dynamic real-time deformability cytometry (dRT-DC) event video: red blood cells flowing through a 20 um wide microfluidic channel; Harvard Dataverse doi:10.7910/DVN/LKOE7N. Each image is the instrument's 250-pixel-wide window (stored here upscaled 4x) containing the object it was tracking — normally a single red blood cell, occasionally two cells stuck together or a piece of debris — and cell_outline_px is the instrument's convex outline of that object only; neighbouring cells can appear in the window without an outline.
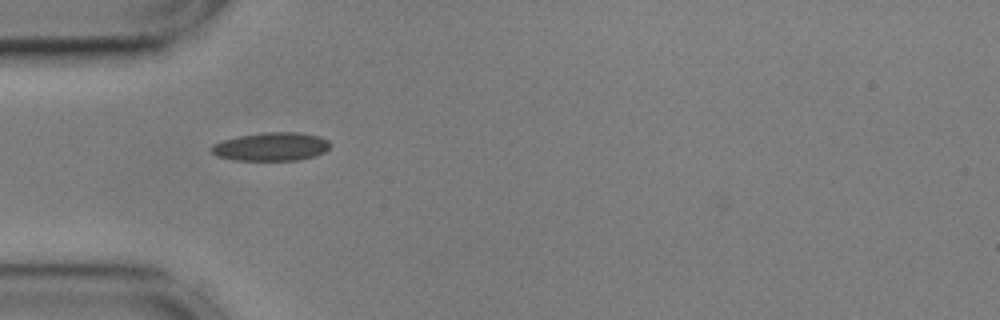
{"species": "common noctule bat (a hibernating species)", "species_latin": "Nyctalus noctula", "temperature_condition": "cold", "stored_images_in_passage": 48, "camera_frame_rate_fps": 3000, "um_per_image_px": 0.085, "animal": {"sex": "male", "body_mass_g": 17.9, "forearm_length_mm": 54.2}, "frame": {"image": 1, "passage_image": 9, "time_ms": 2.667, "image_size_px": [1000, 320], "cell_outline_px": [[332, 144], [324, 152], [316, 156], [296, 160], [232, 160], [216, 156], [208, 148], [212, 144], [220, 140], [236, 136], [264, 132], [300, 132], [320, 136], [328, 140]], "centroid_in_image_um": [23.02, 12.45], "position_along_channel_um": 62.0, "area_um2": 20.06}}
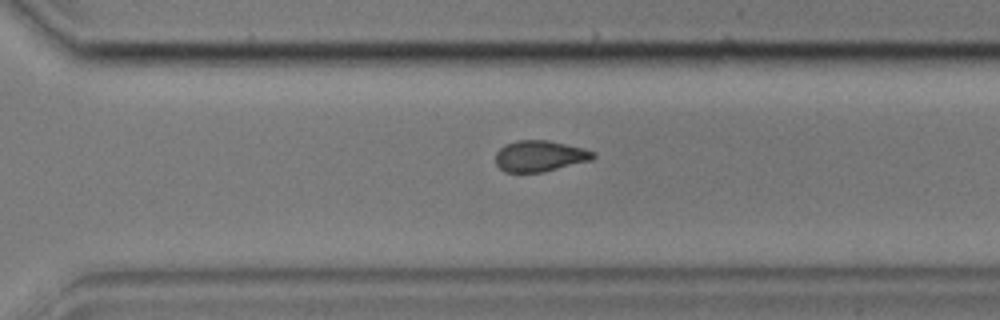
{"frame": {"image": 2, "passage_image": 31, "time_ms": 10.0, "image_size_px": [1000, 320], "cell_outline_px": [[596, 156], [592, 160], [544, 172], [504, 172], [496, 164], [496, 152], [504, 144], [516, 140], [548, 140], [584, 148], [596, 152]], "centroid_in_image_um": [45.89, 13.26], "position_along_channel_um": 324.7, "area_um2": 17.86}}
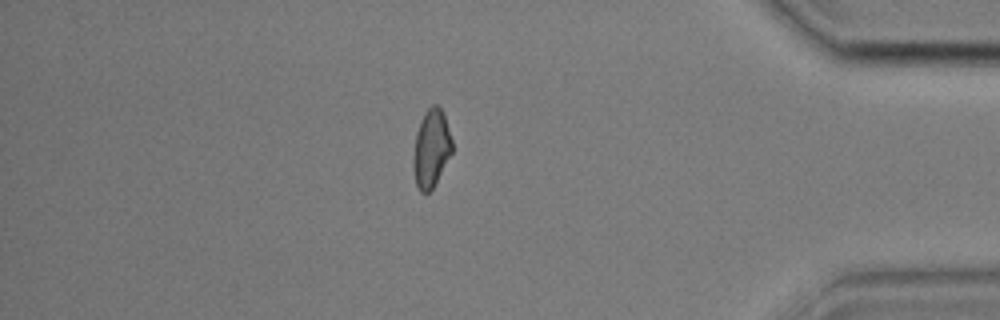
{"frame": {"image": 3, "passage_image": 40, "time_ms": 13.0, "image_size_px": [1000, 320], "cell_outline_px": [[452, 152], [432, 188], [428, 192], [420, 192], [416, 184], [412, 168], [412, 160], [416, 132], [420, 120], [424, 112], [432, 104], [436, 104], [440, 108], [444, 116], [452, 140]], "centroid_in_image_um": [36.62, 12.6], "position_along_channel_um": 398.6, "area_um2": 17.51}, "authors_computed_cell_mechanics": {"area_um2": 18.0914, "velocity_mm_per_s": 3.6022, "shape_relaxation_time_tau1_ms": 8.8176, "shape_relaxation_time_tau2_ms": 2.3729, "deformation_change_tau1": 0.194, "deformation_change_tau2": 0.0834}}